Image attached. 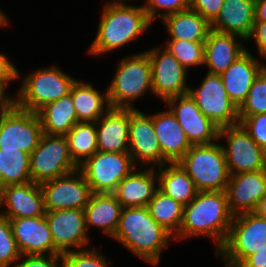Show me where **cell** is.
Returning <instances> with one entry per match:
<instances>
[{"mask_svg": "<svg viewBox=\"0 0 266 267\" xmlns=\"http://www.w3.org/2000/svg\"><path fill=\"white\" fill-rule=\"evenodd\" d=\"M224 0H190V9L199 13L210 24L220 14Z\"/></svg>", "mask_w": 266, "mask_h": 267, "instance_id": "42", "label": "cell"}, {"mask_svg": "<svg viewBox=\"0 0 266 267\" xmlns=\"http://www.w3.org/2000/svg\"><path fill=\"white\" fill-rule=\"evenodd\" d=\"M20 76L16 65L9 60L7 55L0 52V88L6 91L9 83L19 79Z\"/></svg>", "mask_w": 266, "mask_h": 267, "instance_id": "43", "label": "cell"}, {"mask_svg": "<svg viewBox=\"0 0 266 267\" xmlns=\"http://www.w3.org/2000/svg\"><path fill=\"white\" fill-rule=\"evenodd\" d=\"M3 207L5 209L3 210ZM0 214L11 218H32L45 215L40 184L29 181L0 188Z\"/></svg>", "mask_w": 266, "mask_h": 267, "instance_id": "18", "label": "cell"}, {"mask_svg": "<svg viewBox=\"0 0 266 267\" xmlns=\"http://www.w3.org/2000/svg\"><path fill=\"white\" fill-rule=\"evenodd\" d=\"M254 8L255 0H224L220 14L211 23V29L247 41L255 22Z\"/></svg>", "mask_w": 266, "mask_h": 267, "instance_id": "26", "label": "cell"}, {"mask_svg": "<svg viewBox=\"0 0 266 267\" xmlns=\"http://www.w3.org/2000/svg\"><path fill=\"white\" fill-rule=\"evenodd\" d=\"M40 185L43 191L45 211L84 210L93 194L90 185L79 169Z\"/></svg>", "mask_w": 266, "mask_h": 267, "instance_id": "15", "label": "cell"}, {"mask_svg": "<svg viewBox=\"0 0 266 267\" xmlns=\"http://www.w3.org/2000/svg\"><path fill=\"white\" fill-rule=\"evenodd\" d=\"M150 21L190 9V0H145L143 5ZM162 10V12H161Z\"/></svg>", "mask_w": 266, "mask_h": 267, "instance_id": "39", "label": "cell"}, {"mask_svg": "<svg viewBox=\"0 0 266 267\" xmlns=\"http://www.w3.org/2000/svg\"><path fill=\"white\" fill-rule=\"evenodd\" d=\"M127 1L112 0L103 6L88 54L99 57L115 51L136 40L152 25L143 5H129Z\"/></svg>", "mask_w": 266, "mask_h": 267, "instance_id": "1", "label": "cell"}, {"mask_svg": "<svg viewBox=\"0 0 266 267\" xmlns=\"http://www.w3.org/2000/svg\"><path fill=\"white\" fill-rule=\"evenodd\" d=\"M76 80L55 65L37 68L22 80L13 102L24 110L36 113L47 103L69 94Z\"/></svg>", "mask_w": 266, "mask_h": 267, "instance_id": "6", "label": "cell"}, {"mask_svg": "<svg viewBox=\"0 0 266 267\" xmlns=\"http://www.w3.org/2000/svg\"><path fill=\"white\" fill-rule=\"evenodd\" d=\"M161 21L169 33L167 40L205 42L211 30V24L192 9L167 15Z\"/></svg>", "mask_w": 266, "mask_h": 267, "instance_id": "29", "label": "cell"}, {"mask_svg": "<svg viewBox=\"0 0 266 267\" xmlns=\"http://www.w3.org/2000/svg\"><path fill=\"white\" fill-rule=\"evenodd\" d=\"M122 208L113 193H93L84 209L87 230L96 227L112 238L117 230Z\"/></svg>", "mask_w": 266, "mask_h": 267, "instance_id": "27", "label": "cell"}, {"mask_svg": "<svg viewBox=\"0 0 266 267\" xmlns=\"http://www.w3.org/2000/svg\"><path fill=\"white\" fill-rule=\"evenodd\" d=\"M147 207L152 218L173 237L179 233L183 220V205L157 189Z\"/></svg>", "mask_w": 266, "mask_h": 267, "instance_id": "32", "label": "cell"}, {"mask_svg": "<svg viewBox=\"0 0 266 267\" xmlns=\"http://www.w3.org/2000/svg\"><path fill=\"white\" fill-rule=\"evenodd\" d=\"M8 17L5 15L4 12H2V9L0 8V28L7 26L9 23Z\"/></svg>", "mask_w": 266, "mask_h": 267, "instance_id": "49", "label": "cell"}, {"mask_svg": "<svg viewBox=\"0 0 266 267\" xmlns=\"http://www.w3.org/2000/svg\"><path fill=\"white\" fill-rule=\"evenodd\" d=\"M9 222L21 255L61 254L54 247L45 215L32 218H11Z\"/></svg>", "mask_w": 266, "mask_h": 267, "instance_id": "19", "label": "cell"}, {"mask_svg": "<svg viewBox=\"0 0 266 267\" xmlns=\"http://www.w3.org/2000/svg\"><path fill=\"white\" fill-rule=\"evenodd\" d=\"M224 138L227 145H221L230 175L266 169V152L240 123L219 128L218 140Z\"/></svg>", "mask_w": 266, "mask_h": 267, "instance_id": "11", "label": "cell"}, {"mask_svg": "<svg viewBox=\"0 0 266 267\" xmlns=\"http://www.w3.org/2000/svg\"><path fill=\"white\" fill-rule=\"evenodd\" d=\"M29 181L30 155L18 149H0V188Z\"/></svg>", "mask_w": 266, "mask_h": 267, "instance_id": "34", "label": "cell"}, {"mask_svg": "<svg viewBox=\"0 0 266 267\" xmlns=\"http://www.w3.org/2000/svg\"><path fill=\"white\" fill-rule=\"evenodd\" d=\"M238 267H266V245L248 256Z\"/></svg>", "mask_w": 266, "mask_h": 267, "instance_id": "45", "label": "cell"}, {"mask_svg": "<svg viewBox=\"0 0 266 267\" xmlns=\"http://www.w3.org/2000/svg\"><path fill=\"white\" fill-rule=\"evenodd\" d=\"M255 41L258 55L266 61V22L255 21L249 40Z\"/></svg>", "mask_w": 266, "mask_h": 267, "instance_id": "44", "label": "cell"}, {"mask_svg": "<svg viewBox=\"0 0 266 267\" xmlns=\"http://www.w3.org/2000/svg\"><path fill=\"white\" fill-rule=\"evenodd\" d=\"M240 124L250 137L266 152V113L245 117Z\"/></svg>", "mask_w": 266, "mask_h": 267, "instance_id": "40", "label": "cell"}, {"mask_svg": "<svg viewBox=\"0 0 266 267\" xmlns=\"http://www.w3.org/2000/svg\"><path fill=\"white\" fill-rule=\"evenodd\" d=\"M54 247L64 254L69 251L84 249L90 237L85 221L84 210L62 209L45 211ZM74 248V249H73Z\"/></svg>", "mask_w": 266, "mask_h": 267, "instance_id": "17", "label": "cell"}, {"mask_svg": "<svg viewBox=\"0 0 266 267\" xmlns=\"http://www.w3.org/2000/svg\"><path fill=\"white\" fill-rule=\"evenodd\" d=\"M65 136L69 154L78 167L98 151L95 122H78Z\"/></svg>", "mask_w": 266, "mask_h": 267, "instance_id": "33", "label": "cell"}, {"mask_svg": "<svg viewBox=\"0 0 266 267\" xmlns=\"http://www.w3.org/2000/svg\"><path fill=\"white\" fill-rule=\"evenodd\" d=\"M145 52L151 62L153 95L156 98L165 102L188 93L190 87L187 83L188 70L176 57L163 46L153 47Z\"/></svg>", "mask_w": 266, "mask_h": 267, "instance_id": "13", "label": "cell"}, {"mask_svg": "<svg viewBox=\"0 0 266 267\" xmlns=\"http://www.w3.org/2000/svg\"><path fill=\"white\" fill-rule=\"evenodd\" d=\"M141 260L158 266L161 253L174 237L150 215L148 207H123L112 237Z\"/></svg>", "mask_w": 266, "mask_h": 267, "instance_id": "3", "label": "cell"}, {"mask_svg": "<svg viewBox=\"0 0 266 267\" xmlns=\"http://www.w3.org/2000/svg\"><path fill=\"white\" fill-rule=\"evenodd\" d=\"M255 21L266 22V0H255Z\"/></svg>", "mask_w": 266, "mask_h": 267, "instance_id": "46", "label": "cell"}, {"mask_svg": "<svg viewBox=\"0 0 266 267\" xmlns=\"http://www.w3.org/2000/svg\"><path fill=\"white\" fill-rule=\"evenodd\" d=\"M20 257L9 219L0 214V267H12Z\"/></svg>", "mask_w": 266, "mask_h": 267, "instance_id": "38", "label": "cell"}, {"mask_svg": "<svg viewBox=\"0 0 266 267\" xmlns=\"http://www.w3.org/2000/svg\"><path fill=\"white\" fill-rule=\"evenodd\" d=\"M166 48L187 69L204 65V42L167 40Z\"/></svg>", "mask_w": 266, "mask_h": 267, "instance_id": "36", "label": "cell"}, {"mask_svg": "<svg viewBox=\"0 0 266 267\" xmlns=\"http://www.w3.org/2000/svg\"><path fill=\"white\" fill-rule=\"evenodd\" d=\"M157 189V171L140 166L120 181L113 194L122 207H146Z\"/></svg>", "mask_w": 266, "mask_h": 267, "instance_id": "23", "label": "cell"}, {"mask_svg": "<svg viewBox=\"0 0 266 267\" xmlns=\"http://www.w3.org/2000/svg\"><path fill=\"white\" fill-rule=\"evenodd\" d=\"M70 93L78 122H96L111 108L107 88L102 93L92 83L77 79Z\"/></svg>", "mask_w": 266, "mask_h": 267, "instance_id": "28", "label": "cell"}, {"mask_svg": "<svg viewBox=\"0 0 266 267\" xmlns=\"http://www.w3.org/2000/svg\"><path fill=\"white\" fill-rule=\"evenodd\" d=\"M239 41L243 38L210 30L204 42V65L207 73L220 75L226 71L247 50Z\"/></svg>", "mask_w": 266, "mask_h": 267, "instance_id": "21", "label": "cell"}, {"mask_svg": "<svg viewBox=\"0 0 266 267\" xmlns=\"http://www.w3.org/2000/svg\"><path fill=\"white\" fill-rule=\"evenodd\" d=\"M13 103V96L0 88V116Z\"/></svg>", "mask_w": 266, "mask_h": 267, "instance_id": "47", "label": "cell"}, {"mask_svg": "<svg viewBox=\"0 0 266 267\" xmlns=\"http://www.w3.org/2000/svg\"><path fill=\"white\" fill-rule=\"evenodd\" d=\"M246 50L220 74L227 95L237 108L245 101L255 78L266 67V64L254 57L249 49Z\"/></svg>", "mask_w": 266, "mask_h": 267, "instance_id": "22", "label": "cell"}, {"mask_svg": "<svg viewBox=\"0 0 266 267\" xmlns=\"http://www.w3.org/2000/svg\"><path fill=\"white\" fill-rule=\"evenodd\" d=\"M266 113V67L255 78L245 101L238 108L239 123L248 116Z\"/></svg>", "mask_w": 266, "mask_h": 267, "instance_id": "35", "label": "cell"}, {"mask_svg": "<svg viewBox=\"0 0 266 267\" xmlns=\"http://www.w3.org/2000/svg\"><path fill=\"white\" fill-rule=\"evenodd\" d=\"M257 215L266 218V194L259 200L256 209L253 211Z\"/></svg>", "mask_w": 266, "mask_h": 267, "instance_id": "48", "label": "cell"}, {"mask_svg": "<svg viewBox=\"0 0 266 267\" xmlns=\"http://www.w3.org/2000/svg\"><path fill=\"white\" fill-rule=\"evenodd\" d=\"M12 267H63V255H21Z\"/></svg>", "mask_w": 266, "mask_h": 267, "instance_id": "41", "label": "cell"}, {"mask_svg": "<svg viewBox=\"0 0 266 267\" xmlns=\"http://www.w3.org/2000/svg\"><path fill=\"white\" fill-rule=\"evenodd\" d=\"M137 167H160L169 163L155 135L152 113L146 114L136 109H129V151ZM138 162V163H137ZM141 163V164H140ZM139 164V165H138Z\"/></svg>", "mask_w": 266, "mask_h": 267, "instance_id": "14", "label": "cell"}, {"mask_svg": "<svg viewBox=\"0 0 266 267\" xmlns=\"http://www.w3.org/2000/svg\"><path fill=\"white\" fill-rule=\"evenodd\" d=\"M188 93L219 128L239 124L238 108L228 97L220 75L206 73L202 83L196 89L190 86Z\"/></svg>", "mask_w": 266, "mask_h": 267, "instance_id": "12", "label": "cell"}, {"mask_svg": "<svg viewBox=\"0 0 266 267\" xmlns=\"http://www.w3.org/2000/svg\"><path fill=\"white\" fill-rule=\"evenodd\" d=\"M78 169L69 154L66 136L43 134L39 144L30 154L31 180L37 184Z\"/></svg>", "mask_w": 266, "mask_h": 267, "instance_id": "8", "label": "cell"}, {"mask_svg": "<svg viewBox=\"0 0 266 267\" xmlns=\"http://www.w3.org/2000/svg\"><path fill=\"white\" fill-rule=\"evenodd\" d=\"M164 103L183 128L191 145L211 144L218 140L219 127L203 115L189 93L170 98Z\"/></svg>", "mask_w": 266, "mask_h": 267, "instance_id": "16", "label": "cell"}, {"mask_svg": "<svg viewBox=\"0 0 266 267\" xmlns=\"http://www.w3.org/2000/svg\"><path fill=\"white\" fill-rule=\"evenodd\" d=\"M152 120L163 157L178 162L192 146L183 128L168 108L152 114Z\"/></svg>", "mask_w": 266, "mask_h": 267, "instance_id": "25", "label": "cell"}, {"mask_svg": "<svg viewBox=\"0 0 266 267\" xmlns=\"http://www.w3.org/2000/svg\"><path fill=\"white\" fill-rule=\"evenodd\" d=\"M192 145L178 161L198 191H225L230 173L222 145Z\"/></svg>", "mask_w": 266, "mask_h": 267, "instance_id": "5", "label": "cell"}, {"mask_svg": "<svg viewBox=\"0 0 266 267\" xmlns=\"http://www.w3.org/2000/svg\"><path fill=\"white\" fill-rule=\"evenodd\" d=\"M136 167L128 152L97 151L79 166V170L93 193H113Z\"/></svg>", "mask_w": 266, "mask_h": 267, "instance_id": "9", "label": "cell"}, {"mask_svg": "<svg viewBox=\"0 0 266 267\" xmlns=\"http://www.w3.org/2000/svg\"><path fill=\"white\" fill-rule=\"evenodd\" d=\"M95 123L98 151H129V109L110 108Z\"/></svg>", "mask_w": 266, "mask_h": 267, "instance_id": "24", "label": "cell"}, {"mask_svg": "<svg viewBox=\"0 0 266 267\" xmlns=\"http://www.w3.org/2000/svg\"><path fill=\"white\" fill-rule=\"evenodd\" d=\"M266 245V218L255 212L234 215L228 236L215 252L226 267H238Z\"/></svg>", "mask_w": 266, "mask_h": 267, "instance_id": "7", "label": "cell"}, {"mask_svg": "<svg viewBox=\"0 0 266 267\" xmlns=\"http://www.w3.org/2000/svg\"><path fill=\"white\" fill-rule=\"evenodd\" d=\"M43 134L38 115L14 102L0 116V149H18L30 155Z\"/></svg>", "mask_w": 266, "mask_h": 267, "instance_id": "10", "label": "cell"}, {"mask_svg": "<svg viewBox=\"0 0 266 267\" xmlns=\"http://www.w3.org/2000/svg\"><path fill=\"white\" fill-rule=\"evenodd\" d=\"M156 171L158 172V189L164 194L183 206L196 197L198 190L194 181L178 162L166 163L158 167Z\"/></svg>", "mask_w": 266, "mask_h": 267, "instance_id": "31", "label": "cell"}, {"mask_svg": "<svg viewBox=\"0 0 266 267\" xmlns=\"http://www.w3.org/2000/svg\"><path fill=\"white\" fill-rule=\"evenodd\" d=\"M124 58L107 87L109 103L111 108L136 109L138 98L153 93L151 62L145 51Z\"/></svg>", "mask_w": 266, "mask_h": 267, "instance_id": "4", "label": "cell"}, {"mask_svg": "<svg viewBox=\"0 0 266 267\" xmlns=\"http://www.w3.org/2000/svg\"><path fill=\"white\" fill-rule=\"evenodd\" d=\"M234 214L230 211L226 191H198L183 208V220L174 240L204 236L215 241V252L225 242Z\"/></svg>", "mask_w": 266, "mask_h": 267, "instance_id": "2", "label": "cell"}, {"mask_svg": "<svg viewBox=\"0 0 266 267\" xmlns=\"http://www.w3.org/2000/svg\"><path fill=\"white\" fill-rule=\"evenodd\" d=\"M63 255V267H109L111 261L98 248L76 249Z\"/></svg>", "mask_w": 266, "mask_h": 267, "instance_id": "37", "label": "cell"}, {"mask_svg": "<svg viewBox=\"0 0 266 267\" xmlns=\"http://www.w3.org/2000/svg\"><path fill=\"white\" fill-rule=\"evenodd\" d=\"M36 114L44 134L47 135L65 136L78 123L71 93L47 103Z\"/></svg>", "mask_w": 266, "mask_h": 267, "instance_id": "30", "label": "cell"}, {"mask_svg": "<svg viewBox=\"0 0 266 267\" xmlns=\"http://www.w3.org/2000/svg\"><path fill=\"white\" fill-rule=\"evenodd\" d=\"M225 191L234 215L253 212L266 194V169L230 175Z\"/></svg>", "mask_w": 266, "mask_h": 267, "instance_id": "20", "label": "cell"}]
</instances>
